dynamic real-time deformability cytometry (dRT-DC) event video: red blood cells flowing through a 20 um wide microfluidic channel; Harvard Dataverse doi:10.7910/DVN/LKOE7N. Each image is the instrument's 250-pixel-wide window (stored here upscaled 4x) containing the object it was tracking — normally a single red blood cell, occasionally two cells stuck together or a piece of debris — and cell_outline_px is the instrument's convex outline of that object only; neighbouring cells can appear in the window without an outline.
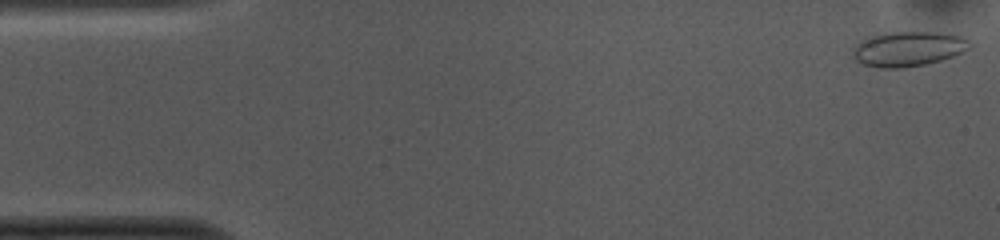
{"species": "common noctule bat (a hibernating species)", "species_latin": "Nyctalus noctula", "temperature_condition": "cold", "stored_images_in_passage": 51, "camera_frame_rate_fps": 3000, "um_per_image_px": 0.085, "animal": {"sex": "female", "body_mass_g": 10.0, "forearm_length_mm": 53.1}, "frame": {"image": 1, "passage_image": 1, "time_ms": 0.0, "image_size_px": [1000, 240], "cell_outline_px": [[976, 44], [972, 48], [964, 52], [940, 60], [924, 64], [904, 68], [880, 68], [864, 64], [856, 60], [852, 56], [852, 48], [856, 44], [864, 40], [876, 36], [892, 32], [936, 32], [960, 36]], "centroid_in_image_um": [77.25, 4.16], "position_along_channel_um": 7.7, "area_um2": 23.64}}
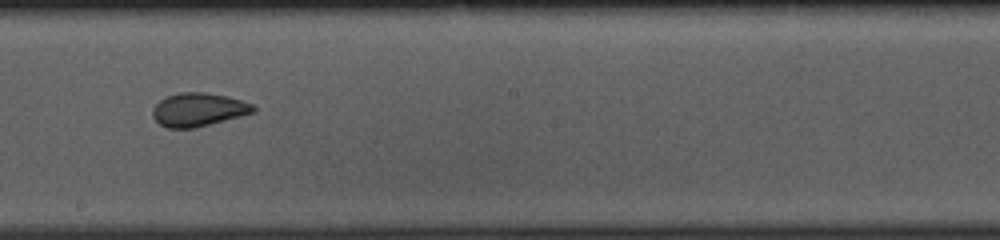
{"frame": {"image": 2, "passage_image": 28, "time_ms": 9.0, "image_size_px": [1000, 240], "cell_outline_px": [[256, 112], [196, 128], [168, 128], [160, 124], [152, 116], [152, 108], [160, 100], [168, 96], [180, 92], [204, 92], [228, 96], [252, 104], [256, 108]], "centroid_in_image_um": [16.87, 9.32], "position_along_channel_um": 231.3, "area_um2": 19.65}}
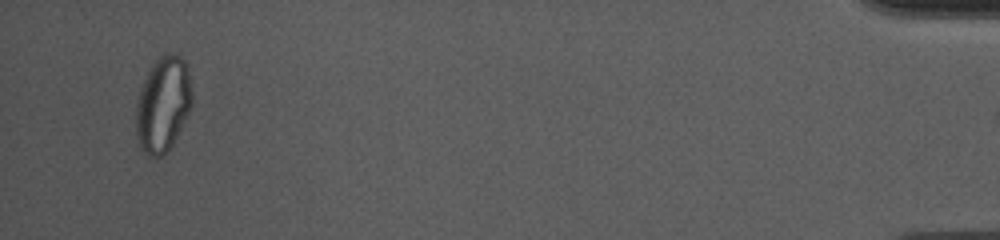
{"frame": {"image": 3, "passage_image": 50, "time_ms": 16.333, "image_size_px": [1000, 240], "cell_outline_px": [[192, 104], [168, 152], [160, 156], [152, 156], [144, 152], [140, 148], [136, 132], [136, 100], [140, 88], [152, 64], [164, 52], [168, 52], [180, 56], [184, 60], [188, 68], [192, 92]], "centroid_in_image_um": [13.84, 8.84], "position_along_channel_um": 421.4, "area_um2": 31.04}}